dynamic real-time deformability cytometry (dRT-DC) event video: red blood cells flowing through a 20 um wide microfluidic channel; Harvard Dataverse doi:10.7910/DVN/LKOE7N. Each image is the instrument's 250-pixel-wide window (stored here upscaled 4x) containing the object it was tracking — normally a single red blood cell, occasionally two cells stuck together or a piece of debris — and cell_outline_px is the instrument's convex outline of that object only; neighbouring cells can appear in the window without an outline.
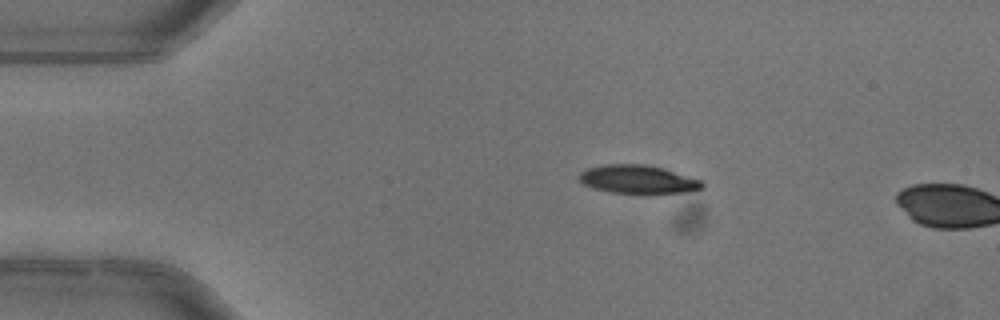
{"species": "common noctule bat (a hibernating species)", "species_latin": "Nyctalus noctula", "temperature_condition": "warm", "stored_images_in_passage": 2, "camera_frame_rate_fps": 3000, "um_per_image_px": 0.085, "animal": {"sex": "female"}, "frame": {"image": 1, "passage_image": 1, "time_ms": 0.0, "image_size_px": [1000, 320], "cell_outline_px": [[704, 188], [684, 192], [612, 192], [596, 188], [584, 184], [580, 180], [580, 172], [588, 168], [604, 164], [644, 164], [664, 168], [704, 180]], "centroid_in_image_um": [54.28, 15.21], "position_along_channel_um": 30.7, "area_um2": 20.0}}